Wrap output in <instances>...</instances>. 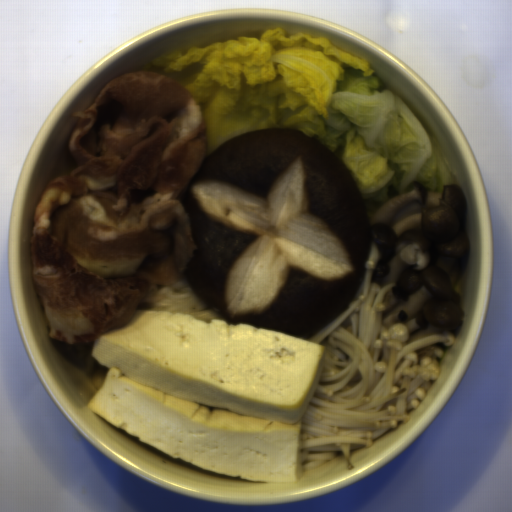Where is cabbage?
<instances>
[{
  "mask_svg": "<svg viewBox=\"0 0 512 512\" xmlns=\"http://www.w3.org/2000/svg\"><path fill=\"white\" fill-rule=\"evenodd\" d=\"M200 103L208 143L261 129H293L327 146L362 197L384 201L414 182L441 192L460 177L412 110L371 64L326 37L287 36L283 27L164 54L142 67Z\"/></svg>",
  "mask_w": 512,
  "mask_h": 512,
  "instance_id": "1",
  "label": "cabbage"
}]
</instances>
